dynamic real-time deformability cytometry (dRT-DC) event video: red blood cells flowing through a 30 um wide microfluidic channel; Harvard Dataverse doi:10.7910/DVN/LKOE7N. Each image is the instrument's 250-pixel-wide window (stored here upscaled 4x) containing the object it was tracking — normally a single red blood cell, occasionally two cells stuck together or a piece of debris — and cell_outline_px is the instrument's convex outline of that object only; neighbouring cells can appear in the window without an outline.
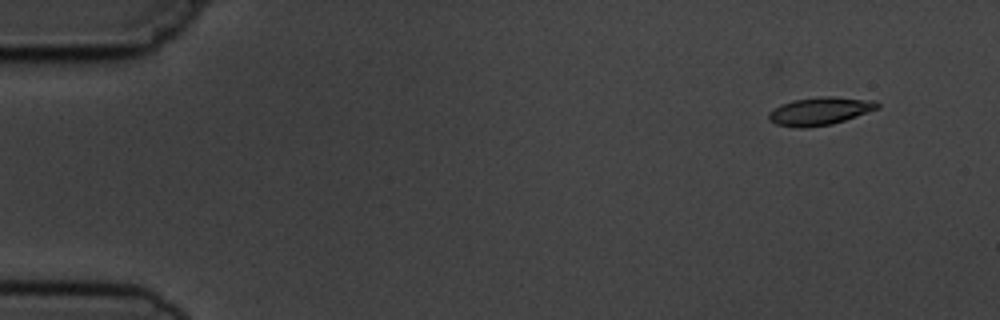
{"species": "common noctule bat (a hibernating species)", "species_latin": "Nyctalus noctula", "temperature_condition": "cold", "stored_images_in_passage": 5, "camera_frame_rate_fps": 3000, "um_per_image_px": 0.085, "animal": {"sex": "male", "body_mass_g": 19.5, "forearm_length_mm": 54.6}, "frame": {"image": 1, "passage_image": 1, "time_ms": 0.0, "image_size_px": [1000, 320], "cell_outline_px": [[880, 108], [832, 124], [804, 128], [796, 128], [776, 124], [768, 120], [768, 112], [780, 104], [792, 100], [824, 96], [832, 96], [876, 100], [880, 104]], "centroid_in_image_um": [69.68, 9.44], "position_along_channel_um": 15.3, "area_um2": 17.86}}
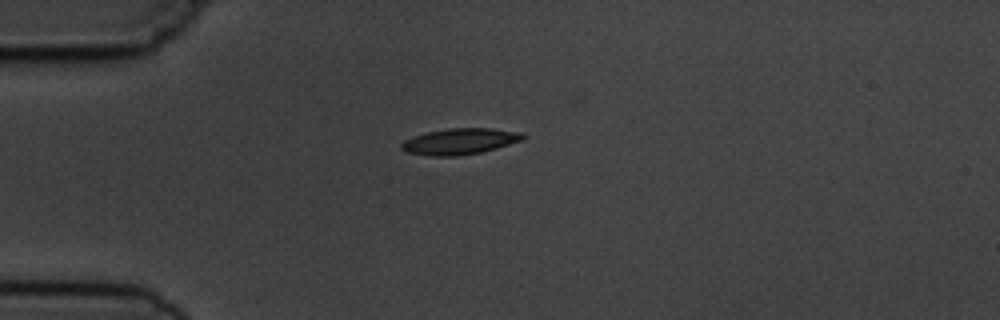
{"frame": {"image": 2, "passage_image": 3, "time_ms": 3.333, "image_size_px": [1000, 320], "cell_outline_px": [[528, 136], [524, 140], [496, 148], [480, 152], [456, 156], [432, 156], [408, 152], [400, 148], [400, 144], [404, 140], [412, 136], [428, 132], [448, 128], [488, 128], [520, 132]], "centroid_in_image_um": [39.1, 12.01], "position_along_channel_um": 45.9, "area_um2": 18.44}}
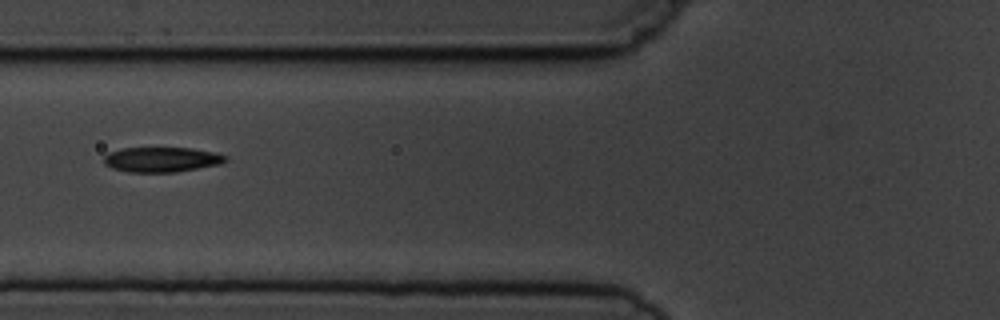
{"frame": {"image": 3, "passage_image": 5, "time_ms": 5.667, "image_size_px": [1000, 320], "cell_outline_px": [[228, 160], [220, 164], [176, 172], [128, 172], [112, 168], [104, 164], [104, 156], [108, 152], [124, 148], [192, 148], [216, 152], [228, 156]], "centroid_in_image_um": [13.76, 13.56], "position_along_channel_um": 112.0, "area_um2": 17.8}}